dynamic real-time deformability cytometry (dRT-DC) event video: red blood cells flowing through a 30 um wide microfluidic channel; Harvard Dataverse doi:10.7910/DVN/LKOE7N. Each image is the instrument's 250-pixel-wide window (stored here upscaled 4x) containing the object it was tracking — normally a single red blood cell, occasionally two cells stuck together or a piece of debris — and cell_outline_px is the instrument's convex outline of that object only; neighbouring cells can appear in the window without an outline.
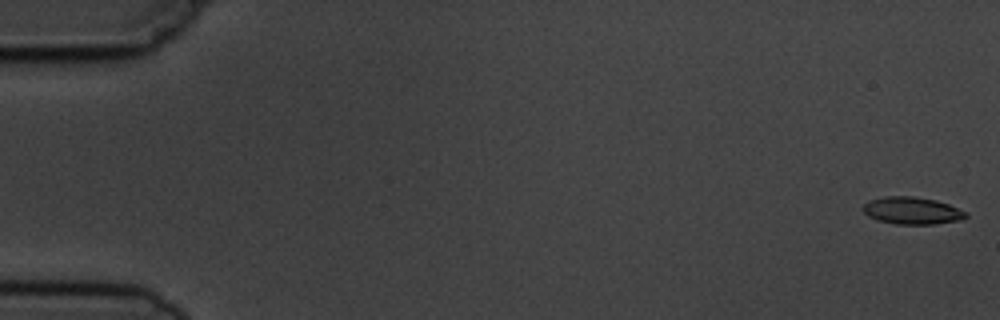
{"species": "common noctule bat (a hibernating species)", "species_latin": "Nyctalus noctula", "temperature_condition": "cold", "stored_images_in_passage": 11, "camera_frame_rate_fps": 3000, "um_per_image_px": 0.085, "animal": {"sex": "male", "body_mass_g": 19.5, "forearm_length_mm": 54.6}, "frame": {"image": 1, "passage_image": 1, "time_ms": 0.0, "image_size_px": [1000, 320], "cell_outline_px": [[968, 216], [960, 220], [936, 224], [896, 224], [876, 220], [868, 216], [864, 212], [864, 204], [868, 200], [884, 196], [912, 196], [936, 200], [948, 204], [968, 212]], "centroid_in_image_um": [77.53, 17.9], "position_along_channel_um": 7.5, "area_um2": 16.42}}
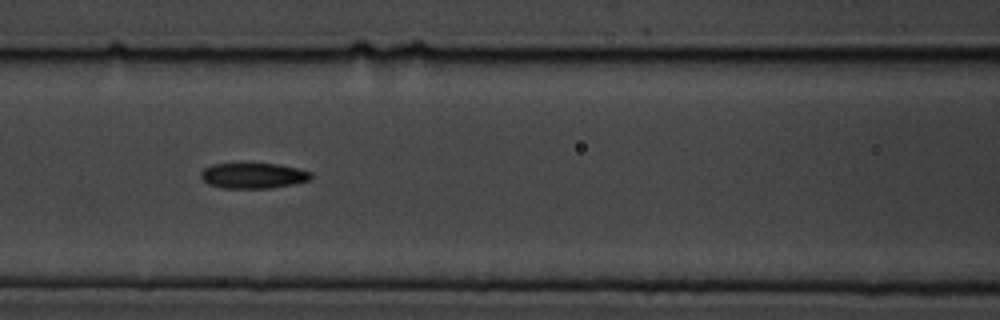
{"frame": {"image": 2, "passage_image": 7, "time_ms": 7.667, "image_size_px": [1000, 320], "cell_outline_px": [[312, 176], [308, 180], [292, 184], [268, 188], [220, 188], [208, 184], [200, 176], [200, 172], [204, 168], [212, 164], [244, 160], [276, 164], [300, 168], [312, 172]], "centroid_in_image_um": [21.47, 14.87], "position_along_channel_um": 145.1, "area_um2": 17.22}}
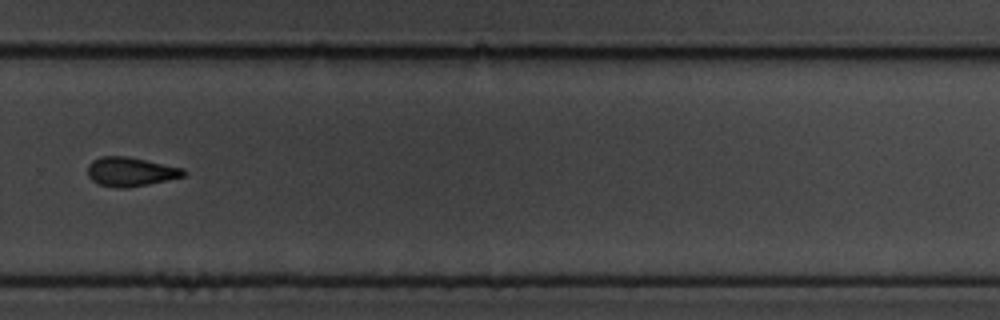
{"frame": {"image": 3, "passage_image": 11, "time_ms": 12.333, "image_size_px": [1000, 320], "cell_outline_px": [[188, 172], [184, 176], [148, 184], [128, 188], [116, 188], [100, 184], [92, 180], [88, 176], [88, 164], [92, 160], [100, 156], [128, 156], [184, 168]], "centroid_in_image_um": [11.1, 14.59], "position_along_channel_um": 318.7, "area_um2": 16.36}}